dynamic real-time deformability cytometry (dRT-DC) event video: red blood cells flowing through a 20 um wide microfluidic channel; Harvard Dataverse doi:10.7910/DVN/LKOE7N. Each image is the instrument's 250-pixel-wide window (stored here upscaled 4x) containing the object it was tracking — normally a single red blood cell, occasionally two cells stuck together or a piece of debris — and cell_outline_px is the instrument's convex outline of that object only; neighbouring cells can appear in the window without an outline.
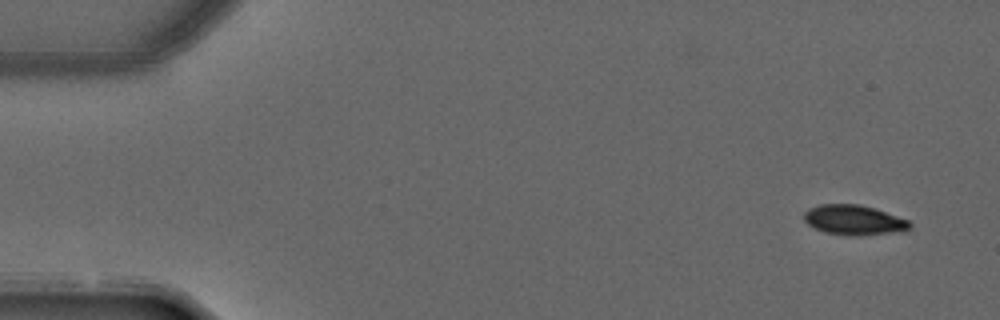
{"species": "common noctule bat (a hibernating species)", "species_latin": "Nyctalus noctula", "temperature_condition": "warm", "stored_images_in_passage": 6, "camera_frame_rate_fps": 3000, "um_per_image_px": 0.085, "animal": {"sex": "male", "forearm_length_mm": 52.5}, "frame": {"image": 1, "passage_image": 1, "time_ms": 0.0, "image_size_px": [1000, 320], "cell_outline_px": [[912, 228], [904, 232], [856, 236], [848, 236], [824, 232], [808, 224], [804, 220], [804, 212], [808, 208], [820, 204], [860, 204], [876, 208], [908, 220], [912, 224]], "centroid_in_image_um": [72.63, 18.71], "position_along_channel_um": 12.4, "area_um2": 18.84}}
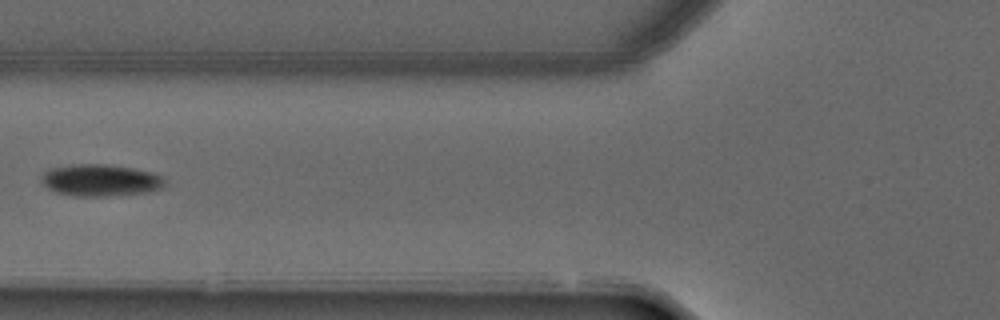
{"frame": {"image": 2, "passage_image": 5, "time_ms": 1.333, "image_size_px": [1000, 320], "cell_outline_px": [[168, 184], [164, 188], [148, 192], [108, 196], [72, 196], [56, 192], [48, 188], [40, 180], [40, 176], [44, 172], [52, 168], [76, 164], [104, 164], [132, 168], [152, 172], [164, 176]], "centroid_in_image_um": [8.59, 15.33], "position_along_channel_um": 117.2, "area_um2": 23.18}}
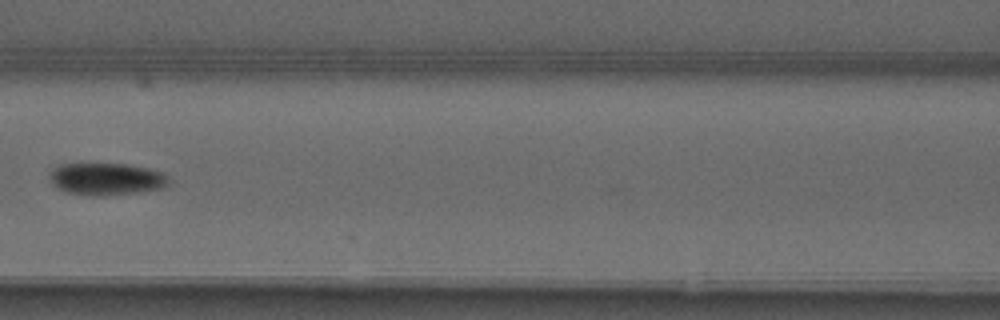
{"frame": {"image": 3, "passage_image": 6, "time_ms": 1.667, "image_size_px": [1000, 320], "cell_outline_px": [[168, 184], [160, 188], [132, 192], [100, 196], [68, 192], [60, 188], [48, 176], [48, 172], [60, 164], [128, 164], [148, 168], [160, 172], [168, 176]], "centroid_in_image_um": [9.03, 15.19], "position_along_channel_um": 157.6, "area_um2": 21.73}}